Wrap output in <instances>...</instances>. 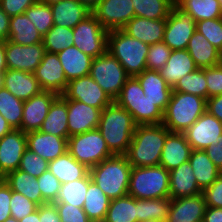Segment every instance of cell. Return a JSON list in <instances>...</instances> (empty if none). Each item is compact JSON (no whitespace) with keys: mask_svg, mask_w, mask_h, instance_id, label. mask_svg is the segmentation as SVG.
<instances>
[{"mask_svg":"<svg viewBox=\"0 0 222 222\" xmlns=\"http://www.w3.org/2000/svg\"><path fill=\"white\" fill-rule=\"evenodd\" d=\"M169 130L161 124L136 125L127 153L132 167L160 165L162 149Z\"/></svg>","mask_w":222,"mask_h":222,"instance_id":"6da1fadb","label":"cell"},{"mask_svg":"<svg viewBox=\"0 0 222 222\" xmlns=\"http://www.w3.org/2000/svg\"><path fill=\"white\" fill-rule=\"evenodd\" d=\"M135 128L132 115L115 101L101 111L97 129L114 155L127 153Z\"/></svg>","mask_w":222,"mask_h":222,"instance_id":"7a4b0ae2","label":"cell"},{"mask_svg":"<svg viewBox=\"0 0 222 222\" xmlns=\"http://www.w3.org/2000/svg\"><path fill=\"white\" fill-rule=\"evenodd\" d=\"M132 166L125 155H113L89 169L91 180L111 200L128 194Z\"/></svg>","mask_w":222,"mask_h":222,"instance_id":"3957f363","label":"cell"},{"mask_svg":"<svg viewBox=\"0 0 222 222\" xmlns=\"http://www.w3.org/2000/svg\"><path fill=\"white\" fill-rule=\"evenodd\" d=\"M149 48L148 44L129 36L122 29L108 32L107 51L120 62L129 77H136L147 69Z\"/></svg>","mask_w":222,"mask_h":222,"instance_id":"277c9868","label":"cell"},{"mask_svg":"<svg viewBox=\"0 0 222 222\" xmlns=\"http://www.w3.org/2000/svg\"><path fill=\"white\" fill-rule=\"evenodd\" d=\"M205 111V98L183 92H172L162 124L170 132L184 133Z\"/></svg>","mask_w":222,"mask_h":222,"instance_id":"5b68a950","label":"cell"},{"mask_svg":"<svg viewBox=\"0 0 222 222\" xmlns=\"http://www.w3.org/2000/svg\"><path fill=\"white\" fill-rule=\"evenodd\" d=\"M115 102L126 109L136 125L161 124L164 112L144 95L136 77H129Z\"/></svg>","mask_w":222,"mask_h":222,"instance_id":"8992f818","label":"cell"},{"mask_svg":"<svg viewBox=\"0 0 222 222\" xmlns=\"http://www.w3.org/2000/svg\"><path fill=\"white\" fill-rule=\"evenodd\" d=\"M128 195L135 199L169 197V171L161 165L132 167Z\"/></svg>","mask_w":222,"mask_h":222,"instance_id":"52a82bcc","label":"cell"},{"mask_svg":"<svg viewBox=\"0 0 222 222\" xmlns=\"http://www.w3.org/2000/svg\"><path fill=\"white\" fill-rule=\"evenodd\" d=\"M67 151L88 169L114 155L98 129L68 137Z\"/></svg>","mask_w":222,"mask_h":222,"instance_id":"ba28073f","label":"cell"},{"mask_svg":"<svg viewBox=\"0 0 222 222\" xmlns=\"http://www.w3.org/2000/svg\"><path fill=\"white\" fill-rule=\"evenodd\" d=\"M89 75L113 101L129 78L120 62L108 51L93 59Z\"/></svg>","mask_w":222,"mask_h":222,"instance_id":"9c48e42d","label":"cell"},{"mask_svg":"<svg viewBox=\"0 0 222 222\" xmlns=\"http://www.w3.org/2000/svg\"><path fill=\"white\" fill-rule=\"evenodd\" d=\"M108 32L91 13L73 28L74 46L94 59L107 51Z\"/></svg>","mask_w":222,"mask_h":222,"instance_id":"30bf717a","label":"cell"},{"mask_svg":"<svg viewBox=\"0 0 222 222\" xmlns=\"http://www.w3.org/2000/svg\"><path fill=\"white\" fill-rule=\"evenodd\" d=\"M196 31V22L178 7H172L166 19L163 42L171 50L187 49L188 43Z\"/></svg>","mask_w":222,"mask_h":222,"instance_id":"8fae6325","label":"cell"},{"mask_svg":"<svg viewBox=\"0 0 222 222\" xmlns=\"http://www.w3.org/2000/svg\"><path fill=\"white\" fill-rule=\"evenodd\" d=\"M63 96L67 100L80 101L101 111L114 102L90 75L70 80Z\"/></svg>","mask_w":222,"mask_h":222,"instance_id":"7c38bea8","label":"cell"},{"mask_svg":"<svg viewBox=\"0 0 222 222\" xmlns=\"http://www.w3.org/2000/svg\"><path fill=\"white\" fill-rule=\"evenodd\" d=\"M91 12L107 31L122 29L135 17L132 0H101Z\"/></svg>","mask_w":222,"mask_h":222,"instance_id":"4fadbf2b","label":"cell"},{"mask_svg":"<svg viewBox=\"0 0 222 222\" xmlns=\"http://www.w3.org/2000/svg\"><path fill=\"white\" fill-rule=\"evenodd\" d=\"M45 52L42 42L32 45H18L6 40V67L7 69L34 73L41 63Z\"/></svg>","mask_w":222,"mask_h":222,"instance_id":"5bb4252c","label":"cell"},{"mask_svg":"<svg viewBox=\"0 0 222 222\" xmlns=\"http://www.w3.org/2000/svg\"><path fill=\"white\" fill-rule=\"evenodd\" d=\"M42 91H51L63 95L68 81L56 53L45 52L43 59L34 72Z\"/></svg>","mask_w":222,"mask_h":222,"instance_id":"9a60e30c","label":"cell"},{"mask_svg":"<svg viewBox=\"0 0 222 222\" xmlns=\"http://www.w3.org/2000/svg\"><path fill=\"white\" fill-rule=\"evenodd\" d=\"M183 134L192 150H205L222 134V122L205 111Z\"/></svg>","mask_w":222,"mask_h":222,"instance_id":"2e32d148","label":"cell"},{"mask_svg":"<svg viewBox=\"0 0 222 222\" xmlns=\"http://www.w3.org/2000/svg\"><path fill=\"white\" fill-rule=\"evenodd\" d=\"M27 149L26 133L14 129L0 139V175L5 177L8 173L19 168L22 155Z\"/></svg>","mask_w":222,"mask_h":222,"instance_id":"e0dca14e","label":"cell"},{"mask_svg":"<svg viewBox=\"0 0 222 222\" xmlns=\"http://www.w3.org/2000/svg\"><path fill=\"white\" fill-rule=\"evenodd\" d=\"M58 96L51 91H41L24 101L21 130L25 133L38 131L49 112L50 106Z\"/></svg>","mask_w":222,"mask_h":222,"instance_id":"ac0fdd59","label":"cell"},{"mask_svg":"<svg viewBox=\"0 0 222 222\" xmlns=\"http://www.w3.org/2000/svg\"><path fill=\"white\" fill-rule=\"evenodd\" d=\"M68 137L97 129L101 110L83 102L67 100Z\"/></svg>","mask_w":222,"mask_h":222,"instance_id":"d6986e66","label":"cell"},{"mask_svg":"<svg viewBox=\"0 0 222 222\" xmlns=\"http://www.w3.org/2000/svg\"><path fill=\"white\" fill-rule=\"evenodd\" d=\"M207 205L203 194L171 199L166 222H202Z\"/></svg>","mask_w":222,"mask_h":222,"instance_id":"ffe728a7","label":"cell"},{"mask_svg":"<svg viewBox=\"0 0 222 222\" xmlns=\"http://www.w3.org/2000/svg\"><path fill=\"white\" fill-rule=\"evenodd\" d=\"M26 137L27 148L48 162L67 152L68 138L46 134L39 130L27 132Z\"/></svg>","mask_w":222,"mask_h":222,"instance_id":"44dd1931","label":"cell"},{"mask_svg":"<svg viewBox=\"0 0 222 222\" xmlns=\"http://www.w3.org/2000/svg\"><path fill=\"white\" fill-rule=\"evenodd\" d=\"M136 78L141 84L144 95L165 112L173 89L166 83L159 71L145 69Z\"/></svg>","mask_w":222,"mask_h":222,"instance_id":"7402d4cb","label":"cell"},{"mask_svg":"<svg viewBox=\"0 0 222 222\" xmlns=\"http://www.w3.org/2000/svg\"><path fill=\"white\" fill-rule=\"evenodd\" d=\"M3 87L22 101L42 91L34 73L13 69H7L3 74Z\"/></svg>","mask_w":222,"mask_h":222,"instance_id":"603a6c76","label":"cell"},{"mask_svg":"<svg viewBox=\"0 0 222 222\" xmlns=\"http://www.w3.org/2000/svg\"><path fill=\"white\" fill-rule=\"evenodd\" d=\"M166 19L151 20L144 17H133L122 30L129 36L153 45L163 41Z\"/></svg>","mask_w":222,"mask_h":222,"instance_id":"cb8c5ba5","label":"cell"},{"mask_svg":"<svg viewBox=\"0 0 222 222\" xmlns=\"http://www.w3.org/2000/svg\"><path fill=\"white\" fill-rule=\"evenodd\" d=\"M192 148L183 133L168 132L162 149L160 165L171 171L189 161Z\"/></svg>","mask_w":222,"mask_h":222,"instance_id":"d4e9b609","label":"cell"},{"mask_svg":"<svg viewBox=\"0 0 222 222\" xmlns=\"http://www.w3.org/2000/svg\"><path fill=\"white\" fill-rule=\"evenodd\" d=\"M202 193L190 162H184L169 171V197L171 199L195 196Z\"/></svg>","mask_w":222,"mask_h":222,"instance_id":"484cf974","label":"cell"},{"mask_svg":"<svg viewBox=\"0 0 222 222\" xmlns=\"http://www.w3.org/2000/svg\"><path fill=\"white\" fill-rule=\"evenodd\" d=\"M197 68L186 49L172 50L167 63L159 70V73L166 83L173 88L183 76L195 71Z\"/></svg>","mask_w":222,"mask_h":222,"instance_id":"4316f807","label":"cell"},{"mask_svg":"<svg viewBox=\"0 0 222 222\" xmlns=\"http://www.w3.org/2000/svg\"><path fill=\"white\" fill-rule=\"evenodd\" d=\"M54 25L74 28L92 12L79 0H61L50 5Z\"/></svg>","mask_w":222,"mask_h":222,"instance_id":"83f0119b","label":"cell"},{"mask_svg":"<svg viewBox=\"0 0 222 222\" xmlns=\"http://www.w3.org/2000/svg\"><path fill=\"white\" fill-rule=\"evenodd\" d=\"M198 68H209L220 64L222 53L207 38L195 31L189 40L187 49Z\"/></svg>","mask_w":222,"mask_h":222,"instance_id":"f1b7e54d","label":"cell"},{"mask_svg":"<svg viewBox=\"0 0 222 222\" xmlns=\"http://www.w3.org/2000/svg\"><path fill=\"white\" fill-rule=\"evenodd\" d=\"M57 55L68 82L90 74L93 58L74 45L58 52Z\"/></svg>","mask_w":222,"mask_h":222,"instance_id":"f546056e","label":"cell"},{"mask_svg":"<svg viewBox=\"0 0 222 222\" xmlns=\"http://www.w3.org/2000/svg\"><path fill=\"white\" fill-rule=\"evenodd\" d=\"M39 131L62 138H68L67 99L63 95H59L53 101Z\"/></svg>","mask_w":222,"mask_h":222,"instance_id":"4dcf8cb0","label":"cell"},{"mask_svg":"<svg viewBox=\"0 0 222 222\" xmlns=\"http://www.w3.org/2000/svg\"><path fill=\"white\" fill-rule=\"evenodd\" d=\"M48 169L61 184L85 178L89 174V169L74 159L68 151L49 161Z\"/></svg>","mask_w":222,"mask_h":222,"instance_id":"1f68e13d","label":"cell"},{"mask_svg":"<svg viewBox=\"0 0 222 222\" xmlns=\"http://www.w3.org/2000/svg\"><path fill=\"white\" fill-rule=\"evenodd\" d=\"M4 181L12 191L21 193L37 205H44L47 202L42 198L41 190L37 178L27 172L15 170L4 177Z\"/></svg>","mask_w":222,"mask_h":222,"instance_id":"d6a6232c","label":"cell"},{"mask_svg":"<svg viewBox=\"0 0 222 222\" xmlns=\"http://www.w3.org/2000/svg\"><path fill=\"white\" fill-rule=\"evenodd\" d=\"M111 199L91 180L88 174V190L83 210L92 222H103Z\"/></svg>","mask_w":222,"mask_h":222,"instance_id":"836d02e7","label":"cell"},{"mask_svg":"<svg viewBox=\"0 0 222 222\" xmlns=\"http://www.w3.org/2000/svg\"><path fill=\"white\" fill-rule=\"evenodd\" d=\"M197 185L203 190L222 173L208 157L205 150H192L189 158Z\"/></svg>","mask_w":222,"mask_h":222,"instance_id":"e575fe53","label":"cell"},{"mask_svg":"<svg viewBox=\"0 0 222 222\" xmlns=\"http://www.w3.org/2000/svg\"><path fill=\"white\" fill-rule=\"evenodd\" d=\"M8 40L18 45H32L41 43L42 35L24 13L10 18Z\"/></svg>","mask_w":222,"mask_h":222,"instance_id":"d590c367","label":"cell"},{"mask_svg":"<svg viewBox=\"0 0 222 222\" xmlns=\"http://www.w3.org/2000/svg\"><path fill=\"white\" fill-rule=\"evenodd\" d=\"M103 222H137V199L128 194L112 199Z\"/></svg>","mask_w":222,"mask_h":222,"instance_id":"8d00e7d4","label":"cell"},{"mask_svg":"<svg viewBox=\"0 0 222 222\" xmlns=\"http://www.w3.org/2000/svg\"><path fill=\"white\" fill-rule=\"evenodd\" d=\"M195 21L222 18V8L219 0H184L179 6Z\"/></svg>","mask_w":222,"mask_h":222,"instance_id":"74e56055","label":"cell"},{"mask_svg":"<svg viewBox=\"0 0 222 222\" xmlns=\"http://www.w3.org/2000/svg\"><path fill=\"white\" fill-rule=\"evenodd\" d=\"M171 198L137 199V222L153 219L167 221Z\"/></svg>","mask_w":222,"mask_h":222,"instance_id":"f35d334b","label":"cell"},{"mask_svg":"<svg viewBox=\"0 0 222 222\" xmlns=\"http://www.w3.org/2000/svg\"><path fill=\"white\" fill-rule=\"evenodd\" d=\"M24 101L13 96L4 87L0 88V114L11 128L21 130Z\"/></svg>","mask_w":222,"mask_h":222,"instance_id":"ab89813d","label":"cell"},{"mask_svg":"<svg viewBox=\"0 0 222 222\" xmlns=\"http://www.w3.org/2000/svg\"><path fill=\"white\" fill-rule=\"evenodd\" d=\"M88 190V175L85 178L61 184L57 199L53 203H67L83 208Z\"/></svg>","mask_w":222,"mask_h":222,"instance_id":"60d3db41","label":"cell"},{"mask_svg":"<svg viewBox=\"0 0 222 222\" xmlns=\"http://www.w3.org/2000/svg\"><path fill=\"white\" fill-rule=\"evenodd\" d=\"M73 29L54 25L43 37L42 43L46 52L58 53L74 45Z\"/></svg>","mask_w":222,"mask_h":222,"instance_id":"b9f144b4","label":"cell"},{"mask_svg":"<svg viewBox=\"0 0 222 222\" xmlns=\"http://www.w3.org/2000/svg\"><path fill=\"white\" fill-rule=\"evenodd\" d=\"M172 89V92H183L198 95L207 100L205 68H197L195 71L186 74Z\"/></svg>","mask_w":222,"mask_h":222,"instance_id":"7bdbcfd3","label":"cell"},{"mask_svg":"<svg viewBox=\"0 0 222 222\" xmlns=\"http://www.w3.org/2000/svg\"><path fill=\"white\" fill-rule=\"evenodd\" d=\"M135 16L146 19H167L172 6L168 0H132Z\"/></svg>","mask_w":222,"mask_h":222,"instance_id":"ee69618b","label":"cell"},{"mask_svg":"<svg viewBox=\"0 0 222 222\" xmlns=\"http://www.w3.org/2000/svg\"><path fill=\"white\" fill-rule=\"evenodd\" d=\"M42 37L54 26L52 10L49 4L37 1L25 11Z\"/></svg>","mask_w":222,"mask_h":222,"instance_id":"f6af8a7d","label":"cell"},{"mask_svg":"<svg viewBox=\"0 0 222 222\" xmlns=\"http://www.w3.org/2000/svg\"><path fill=\"white\" fill-rule=\"evenodd\" d=\"M196 31L222 53V18L205 19L196 22Z\"/></svg>","mask_w":222,"mask_h":222,"instance_id":"bcb514c9","label":"cell"},{"mask_svg":"<svg viewBox=\"0 0 222 222\" xmlns=\"http://www.w3.org/2000/svg\"><path fill=\"white\" fill-rule=\"evenodd\" d=\"M48 165L49 162L47 160L27 148L22 155L18 170L27 172L29 175L38 178L48 170Z\"/></svg>","mask_w":222,"mask_h":222,"instance_id":"7dc6e473","label":"cell"},{"mask_svg":"<svg viewBox=\"0 0 222 222\" xmlns=\"http://www.w3.org/2000/svg\"><path fill=\"white\" fill-rule=\"evenodd\" d=\"M171 53L172 50L163 41L150 45L146 59L147 69L159 71L167 63Z\"/></svg>","mask_w":222,"mask_h":222,"instance_id":"c3c4849f","label":"cell"},{"mask_svg":"<svg viewBox=\"0 0 222 222\" xmlns=\"http://www.w3.org/2000/svg\"><path fill=\"white\" fill-rule=\"evenodd\" d=\"M38 206L39 205L29 200L21 193L12 191V197L10 200L11 217L21 220L25 216L35 212L38 209Z\"/></svg>","mask_w":222,"mask_h":222,"instance_id":"681fc988","label":"cell"},{"mask_svg":"<svg viewBox=\"0 0 222 222\" xmlns=\"http://www.w3.org/2000/svg\"><path fill=\"white\" fill-rule=\"evenodd\" d=\"M37 181L39 183L42 198L47 203L55 202L61 187V183L57 177H55L48 169L37 178Z\"/></svg>","mask_w":222,"mask_h":222,"instance_id":"f907efd6","label":"cell"},{"mask_svg":"<svg viewBox=\"0 0 222 222\" xmlns=\"http://www.w3.org/2000/svg\"><path fill=\"white\" fill-rule=\"evenodd\" d=\"M59 214L61 222H92L83 208L67 203H53Z\"/></svg>","mask_w":222,"mask_h":222,"instance_id":"816d5d0a","label":"cell"},{"mask_svg":"<svg viewBox=\"0 0 222 222\" xmlns=\"http://www.w3.org/2000/svg\"><path fill=\"white\" fill-rule=\"evenodd\" d=\"M205 78L207 83V99L222 95V64L205 68Z\"/></svg>","mask_w":222,"mask_h":222,"instance_id":"f5cc1de1","label":"cell"},{"mask_svg":"<svg viewBox=\"0 0 222 222\" xmlns=\"http://www.w3.org/2000/svg\"><path fill=\"white\" fill-rule=\"evenodd\" d=\"M207 207L222 208V173L208 187L202 190Z\"/></svg>","mask_w":222,"mask_h":222,"instance_id":"db71d44e","label":"cell"},{"mask_svg":"<svg viewBox=\"0 0 222 222\" xmlns=\"http://www.w3.org/2000/svg\"><path fill=\"white\" fill-rule=\"evenodd\" d=\"M38 0H0L2 10L9 16L24 14L26 9Z\"/></svg>","mask_w":222,"mask_h":222,"instance_id":"11a10c76","label":"cell"},{"mask_svg":"<svg viewBox=\"0 0 222 222\" xmlns=\"http://www.w3.org/2000/svg\"><path fill=\"white\" fill-rule=\"evenodd\" d=\"M12 197V190L9 185L3 181L0 184V222H4L11 217L10 200Z\"/></svg>","mask_w":222,"mask_h":222,"instance_id":"9f6ffc18","label":"cell"},{"mask_svg":"<svg viewBox=\"0 0 222 222\" xmlns=\"http://www.w3.org/2000/svg\"><path fill=\"white\" fill-rule=\"evenodd\" d=\"M205 152L215 166L222 172V134L218 136V140L214 145H210L205 149Z\"/></svg>","mask_w":222,"mask_h":222,"instance_id":"6f0895ef","label":"cell"},{"mask_svg":"<svg viewBox=\"0 0 222 222\" xmlns=\"http://www.w3.org/2000/svg\"><path fill=\"white\" fill-rule=\"evenodd\" d=\"M39 222H61L56 206L53 203L39 206Z\"/></svg>","mask_w":222,"mask_h":222,"instance_id":"680465c9","label":"cell"},{"mask_svg":"<svg viewBox=\"0 0 222 222\" xmlns=\"http://www.w3.org/2000/svg\"><path fill=\"white\" fill-rule=\"evenodd\" d=\"M206 111L222 122V95L208 98L206 100Z\"/></svg>","mask_w":222,"mask_h":222,"instance_id":"91938a15","label":"cell"},{"mask_svg":"<svg viewBox=\"0 0 222 222\" xmlns=\"http://www.w3.org/2000/svg\"><path fill=\"white\" fill-rule=\"evenodd\" d=\"M10 18L0 5V41L9 39Z\"/></svg>","mask_w":222,"mask_h":222,"instance_id":"94428289","label":"cell"},{"mask_svg":"<svg viewBox=\"0 0 222 222\" xmlns=\"http://www.w3.org/2000/svg\"><path fill=\"white\" fill-rule=\"evenodd\" d=\"M202 222H222V208L207 207Z\"/></svg>","mask_w":222,"mask_h":222,"instance_id":"6125c7cd","label":"cell"},{"mask_svg":"<svg viewBox=\"0 0 222 222\" xmlns=\"http://www.w3.org/2000/svg\"><path fill=\"white\" fill-rule=\"evenodd\" d=\"M6 70L5 41H0V74H4Z\"/></svg>","mask_w":222,"mask_h":222,"instance_id":"be15d7a7","label":"cell"},{"mask_svg":"<svg viewBox=\"0 0 222 222\" xmlns=\"http://www.w3.org/2000/svg\"><path fill=\"white\" fill-rule=\"evenodd\" d=\"M13 129L5 120V118L0 114V139L7 133L11 132Z\"/></svg>","mask_w":222,"mask_h":222,"instance_id":"e7e4bbea","label":"cell"},{"mask_svg":"<svg viewBox=\"0 0 222 222\" xmlns=\"http://www.w3.org/2000/svg\"><path fill=\"white\" fill-rule=\"evenodd\" d=\"M19 222H39V206L38 209L30 215L25 216Z\"/></svg>","mask_w":222,"mask_h":222,"instance_id":"03108f58","label":"cell"},{"mask_svg":"<svg viewBox=\"0 0 222 222\" xmlns=\"http://www.w3.org/2000/svg\"><path fill=\"white\" fill-rule=\"evenodd\" d=\"M79 1L83 5H85L90 11H92L101 0H79Z\"/></svg>","mask_w":222,"mask_h":222,"instance_id":"003e7915","label":"cell"},{"mask_svg":"<svg viewBox=\"0 0 222 222\" xmlns=\"http://www.w3.org/2000/svg\"><path fill=\"white\" fill-rule=\"evenodd\" d=\"M184 0H168L172 7H178Z\"/></svg>","mask_w":222,"mask_h":222,"instance_id":"a7ac6f4b","label":"cell"},{"mask_svg":"<svg viewBox=\"0 0 222 222\" xmlns=\"http://www.w3.org/2000/svg\"><path fill=\"white\" fill-rule=\"evenodd\" d=\"M38 1L51 5V4L59 2L61 0H38Z\"/></svg>","mask_w":222,"mask_h":222,"instance_id":"89a4df30","label":"cell"},{"mask_svg":"<svg viewBox=\"0 0 222 222\" xmlns=\"http://www.w3.org/2000/svg\"><path fill=\"white\" fill-rule=\"evenodd\" d=\"M4 222H19V220L15 219L14 217H9Z\"/></svg>","mask_w":222,"mask_h":222,"instance_id":"2644e50d","label":"cell"},{"mask_svg":"<svg viewBox=\"0 0 222 222\" xmlns=\"http://www.w3.org/2000/svg\"><path fill=\"white\" fill-rule=\"evenodd\" d=\"M139 222H165V221H159V220H153V219H148V220H143Z\"/></svg>","mask_w":222,"mask_h":222,"instance_id":"8c879c8a","label":"cell"},{"mask_svg":"<svg viewBox=\"0 0 222 222\" xmlns=\"http://www.w3.org/2000/svg\"><path fill=\"white\" fill-rule=\"evenodd\" d=\"M3 87V74H0V88Z\"/></svg>","mask_w":222,"mask_h":222,"instance_id":"753ad0ef","label":"cell"},{"mask_svg":"<svg viewBox=\"0 0 222 222\" xmlns=\"http://www.w3.org/2000/svg\"><path fill=\"white\" fill-rule=\"evenodd\" d=\"M4 181V177L0 175V184Z\"/></svg>","mask_w":222,"mask_h":222,"instance_id":"34e18365","label":"cell"},{"mask_svg":"<svg viewBox=\"0 0 222 222\" xmlns=\"http://www.w3.org/2000/svg\"><path fill=\"white\" fill-rule=\"evenodd\" d=\"M219 2H220V6H221V8H222V0H219Z\"/></svg>","mask_w":222,"mask_h":222,"instance_id":"11e5206c","label":"cell"}]
</instances>
